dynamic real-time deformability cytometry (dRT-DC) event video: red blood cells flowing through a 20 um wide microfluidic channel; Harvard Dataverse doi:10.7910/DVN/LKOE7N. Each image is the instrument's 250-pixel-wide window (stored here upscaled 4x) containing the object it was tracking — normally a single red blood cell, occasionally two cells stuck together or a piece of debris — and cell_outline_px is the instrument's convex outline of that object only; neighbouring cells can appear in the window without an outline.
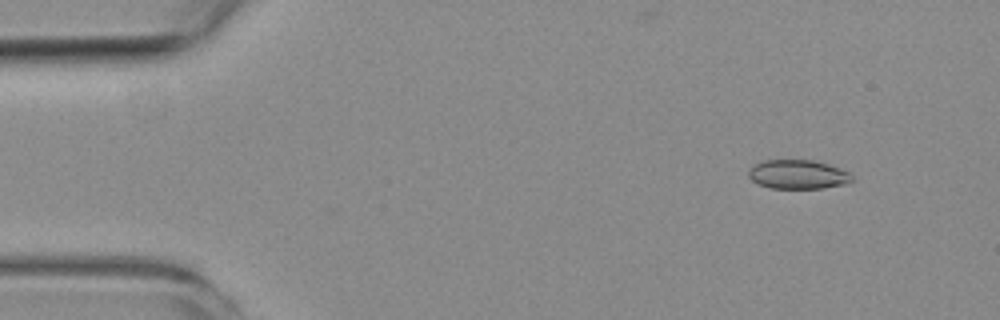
{"species": "common noctule bat (a hibernating species)", "species_latin": "Nyctalus noctula", "temperature_condition": "room temperature", "stored_images_in_passage": 5, "camera_frame_rate_fps": 3000, "um_per_image_px": 0.085, "animal": {"sex": "female", "body_mass_g": 19.3, "forearm_length_mm": 54.1}, "frame": {"image": 1, "passage_image": 2, "time_ms": 1.333, "image_size_px": [1000, 320], "cell_outline_px": [[852, 180], [848, 184], [824, 188], [772, 188], [756, 184], [748, 176], [748, 168], [752, 164], [764, 160], [812, 160], [828, 164], [848, 172], [852, 176]], "centroid_in_image_um": [67.78, 14.83], "position_along_channel_um": 17.2, "area_um2": 17.69}}
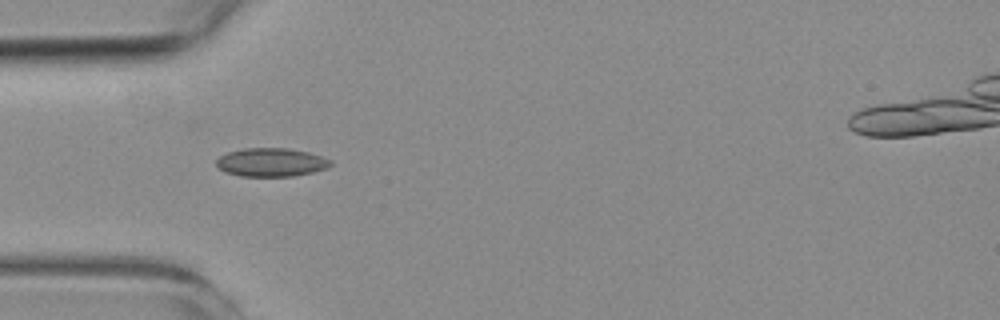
{"frame": {"image": 2, "passage_image": 4, "time_ms": 5.0, "image_size_px": [1000, 320], "cell_outline_px": [[332, 164], [328, 168], [312, 172], [292, 176], [240, 176], [224, 172], [216, 164], [216, 160], [220, 156], [228, 152], [244, 148], [288, 148], [308, 152], [332, 160]], "centroid_in_image_um": [23.05, 13.79], "position_along_channel_um": 62.0, "area_um2": 18.96}}
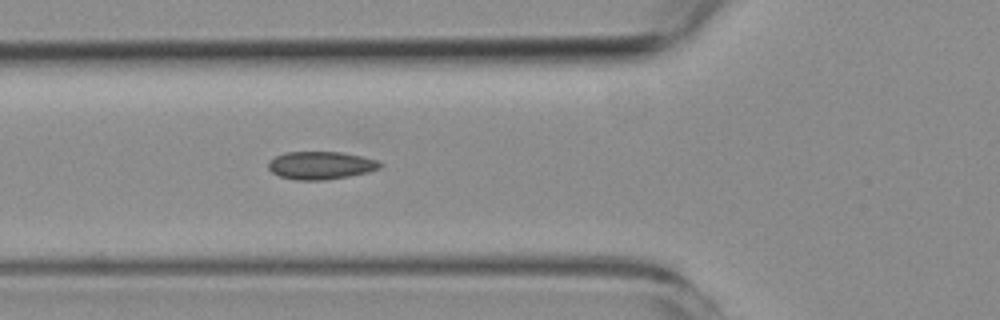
{"frame": {"image": 3, "passage_image": 5, "time_ms": 6.0, "image_size_px": [1000, 320], "cell_outline_px": [[384, 164], [380, 168], [368, 172], [348, 176], [324, 180], [296, 180], [280, 176], [272, 172], [268, 168], [268, 160], [284, 152], [340, 152], [360, 156], [376, 160]], "centroid_in_image_um": [27.24, 14.05], "position_along_channel_um": 98.6, "area_um2": 18.09}}